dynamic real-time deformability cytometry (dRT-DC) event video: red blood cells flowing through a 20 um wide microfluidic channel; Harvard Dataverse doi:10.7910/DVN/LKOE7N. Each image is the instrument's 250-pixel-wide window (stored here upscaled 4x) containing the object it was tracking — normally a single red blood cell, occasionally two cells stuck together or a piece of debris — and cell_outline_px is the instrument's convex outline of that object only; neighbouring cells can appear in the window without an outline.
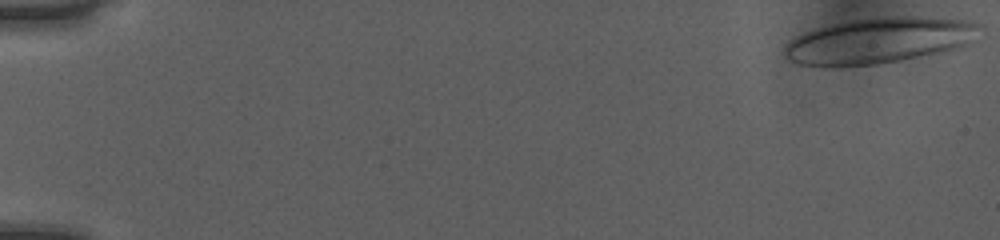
{"species": "human", "species_latin": "Homo sapiens", "temperature_condition": "room temperature", "stored_images_in_passage": 47, "camera_frame_rate_fps": 3000, "um_per_image_px": 0.085, "donor": {"sex": "female"}, "frame": {"image": 1, "passage_image": 1, "time_ms": 0.0, "image_size_px": [1000, 240], "cell_outline_px": [[984, 24], [968, 44], [956, 48], [900, 60], [876, 64], [840, 68], [832, 68], [800, 64], [788, 60], [784, 56], [784, 48], [788, 40], [804, 32], [848, 20], [892, 16], [920, 16], [972, 20]], "centroid_in_image_um": [74.69, 3.45], "position_along_channel_um": 10.3, "area_um2": 52.6}}
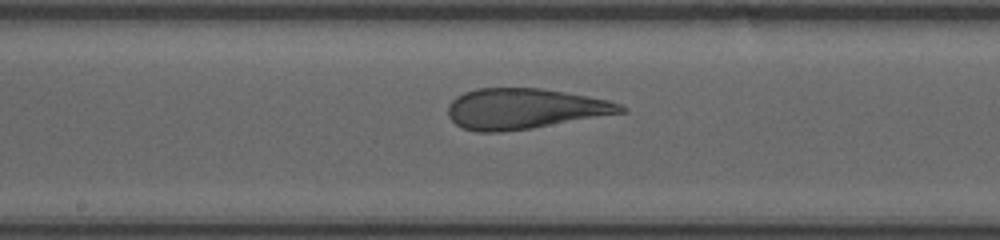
{"frame": {"image": 2, "passage_image": 28, "time_ms": 9.0, "image_size_px": [1000, 240], "cell_outline_px": [[628, 112], [532, 128], [500, 132], [480, 132], [464, 128], [456, 124], [448, 116], [448, 104], [456, 96], [464, 92], [476, 88], [540, 88], [588, 96], [608, 100], [620, 104], [628, 108]], "centroid_in_image_um": [44.6, 9.24], "position_along_channel_um": 203.6, "area_um2": 40.86}}
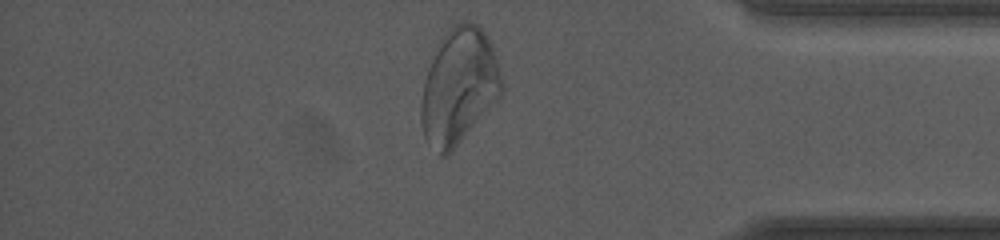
{"frame": {"image": 3, "passage_image": 44, "time_ms": 14.333, "image_size_px": [1000, 240], "cell_outline_px": [[504, 92], [452, 152], [444, 156], [440, 156], [424, 136], [420, 124], [420, 104], [424, 80], [436, 44], [448, 28], [452, 24], [460, 20], [464, 20], [476, 24], [484, 32], [492, 48], [504, 84]], "centroid_in_image_um": [38.98, 7.33], "position_along_channel_um": 396.2, "area_um2": 54.56}, "authors_computed_cell_mechanics": {"area_um2": 47.4538, "velocity_mm_per_s": 4.0084, "shape_relaxation_time_tau1_ms": 7.756, "shape_relaxation_time_tau2_ms": 1.0719, "deformation_change_tau1": 0.2466, "deformation_change_tau2": 0.097}}